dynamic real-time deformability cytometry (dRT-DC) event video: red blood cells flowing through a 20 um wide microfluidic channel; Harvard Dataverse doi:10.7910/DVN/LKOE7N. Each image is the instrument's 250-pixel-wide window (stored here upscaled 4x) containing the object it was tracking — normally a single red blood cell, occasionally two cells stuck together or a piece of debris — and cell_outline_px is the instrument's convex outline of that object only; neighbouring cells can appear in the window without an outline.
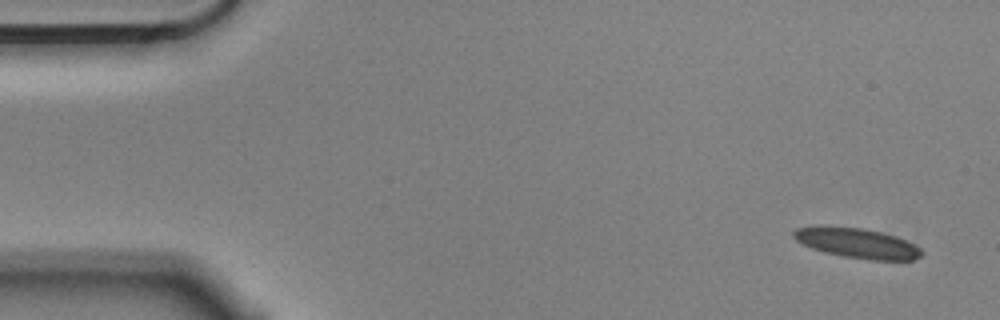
{"species": "Egyptian fruit bat (a non-hibernating species)", "species_latin": "Rousettus aegyptiacus", "temperature_condition": "cold", "stored_images_in_passage": 7, "camera_frame_rate_fps": 3000, "um_per_image_px": 0.085, "animal": {"sex": "male"}, "frame": {"image": 1, "passage_image": 1, "time_ms": 0.0, "image_size_px": [1000, 320], "cell_outline_px": [[924, 252], [920, 256], [912, 260], [872, 260], [844, 256], [824, 252], [812, 248], [796, 240], [792, 236], [792, 232], [796, 228], [816, 224], [860, 228], [880, 232], [896, 236], [920, 248]], "centroid_in_image_um": [72.79, 20.64], "position_along_channel_um": 12.2, "area_um2": 22.43}}
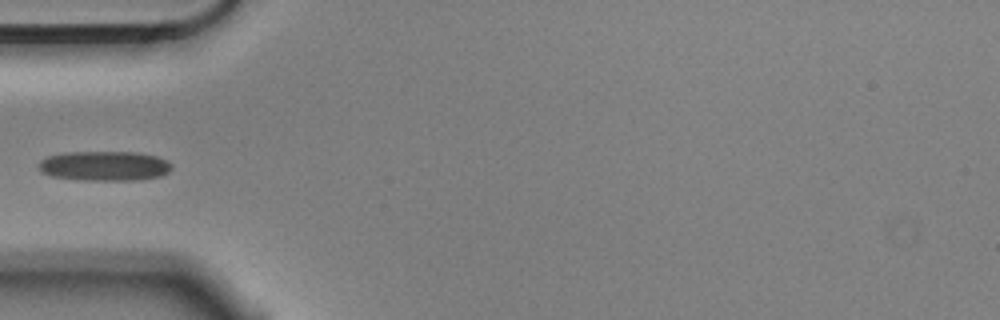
{"frame": {"image": 2, "passage_image": 5, "time_ms": 1.333, "image_size_px": [1000, 320], "cell_outline_px": [[172, 168], [168, 172], [160, 176], [140, 180], [84, 180], [52, 176], [40, 172], [40, 160], [48, 156], [64, 152], [136, 152], [156, 156], [168, 160], [172, 164]], "centroid_in_image_um": [8.91, 14.1], "position_along_channel_um": 76.1, "area_um2": 23.12}}
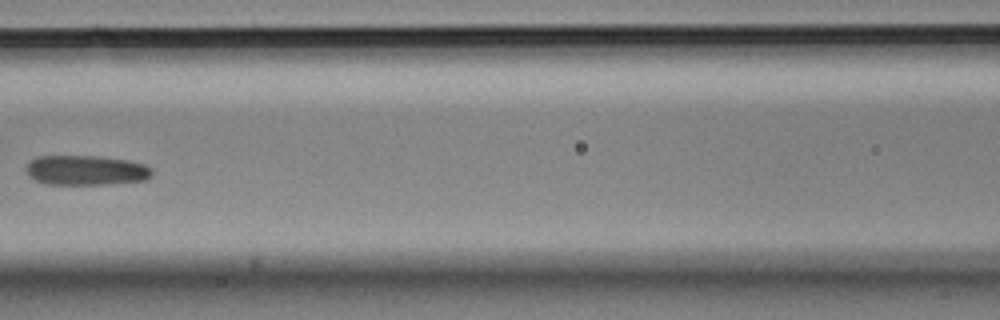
{"frame": {"image": 3, "passage_image": 7, "time_ms": 2.0, "image_size_px": [1000, 320], "cell_outline_px": [[152, 176], [148, 180], [104, 184], [48, 184], [36, 180], [28, 176], [24, 168], [36, 156], [96, 156], [128, 160], [144, 164], [152, 168]], "centroid_in_image_um": [7.32, 14.47], "position_along_channel_um": 159.3, "area_um2": 21.96}}